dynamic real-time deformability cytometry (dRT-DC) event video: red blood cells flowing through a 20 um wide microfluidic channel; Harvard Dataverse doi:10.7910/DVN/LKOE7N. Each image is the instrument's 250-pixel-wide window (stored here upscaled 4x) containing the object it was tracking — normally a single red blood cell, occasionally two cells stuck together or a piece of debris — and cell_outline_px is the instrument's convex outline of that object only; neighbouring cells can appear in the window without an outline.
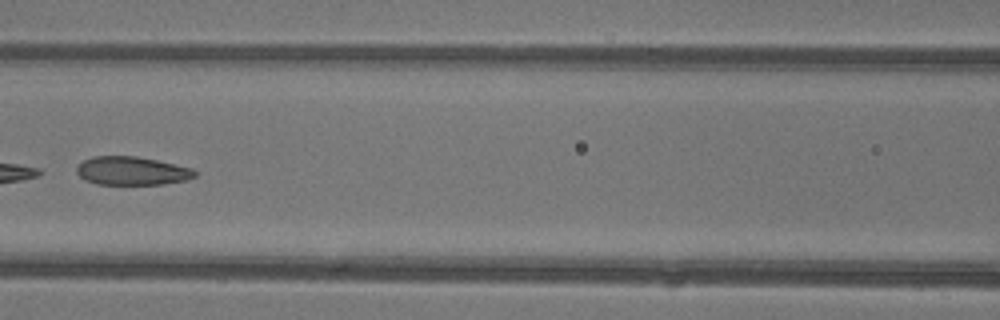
{"species": "common noctule bat (a hibernating species)", "species_latin": "Nyctalus noctula", "temperature_condition": "warm", "stored_images_in_passage": 5, "camera_frame_rate_fps": 3000, "um_per_image_px": 0.085, "animal": {"sex": "female"}, "frame": {"image": 1, "passage_image": 5, "time_ms": 1.333, "image_size_px": [1000, 320], "cell_outline_px": [[196, 176], [188, 180], [160, 184], [96, 184], [84, 180], [76, 172], [76, 168], [84, 160], [92, 156], [136, 156], [156, 160], [192, 168], [196, 172]], "centroid_in_image_um": [11.2, 14.52], "position_along_channel_um": 155.4, "area_um2": 19.54}}